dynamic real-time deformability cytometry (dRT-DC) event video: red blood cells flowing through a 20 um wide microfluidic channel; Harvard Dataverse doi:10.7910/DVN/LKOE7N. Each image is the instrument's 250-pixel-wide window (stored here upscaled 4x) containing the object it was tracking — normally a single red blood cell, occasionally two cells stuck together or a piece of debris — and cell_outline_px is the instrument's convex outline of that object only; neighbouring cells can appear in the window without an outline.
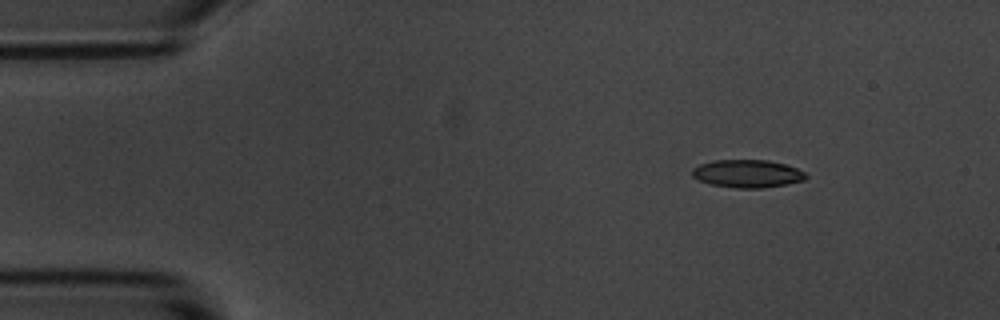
{"species": "common noctule bat (a hibernating species)", "species_latin": "Nyctalus noctula", "temperature_condition": "room temperature", "stored_images_in_passage": 6, "camera_frame_rate_fps": 3000, "um_per_image_px": 0.085, "animal": {"sex": "male", "body_mass_g": 20.1, "forearm_length_mm": 53.5}, "frame": {"image": 1, "passage_image": 1, "time_ms": 0.0, "image_size_px": [1000, 320], "cell_outline_px": [[808, 176], [804, 180], [788, 184], [764, 188], [736, 188], [712, 184], [700, 180], [692, 176], [692, 168], [700, 164], [712, 160], [768, 160], [784, 164], [796, 168], [804, 172]], "centroid_in_image_um": [63.53, 14.76], "position_along_channel_um": 21.5, "area_um2": 18.44}}
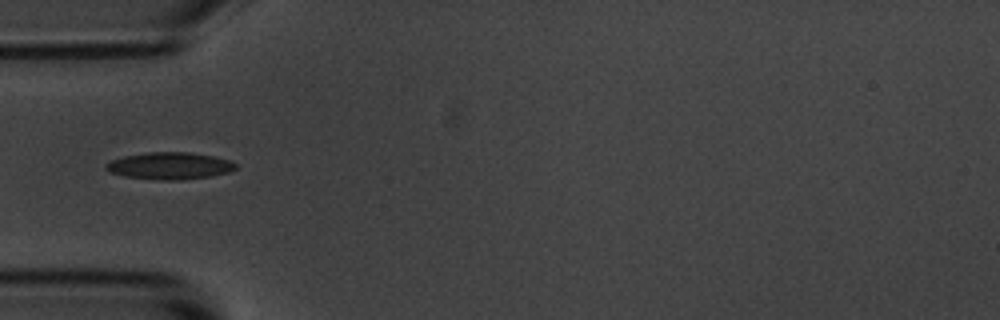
{"frame": {"image": 2, "passage_image": 4, "time_ms": 3.333, "image_size_px": [1000, 320], "cell_outline_px": [[236, 168], [228, 172], [208, 176], [180, 180], [164, 180], [124, 176], [112, 172], [104, 168], [104, 164], [112, 160], [124, 156], [148, 152], [188, 152], [212, 156], [228, 160], [236, 164]], "centroid_in_image_um": [14.39, 14.09], "position_along_channel_um": 70.6, "area_um2": 20.11}}
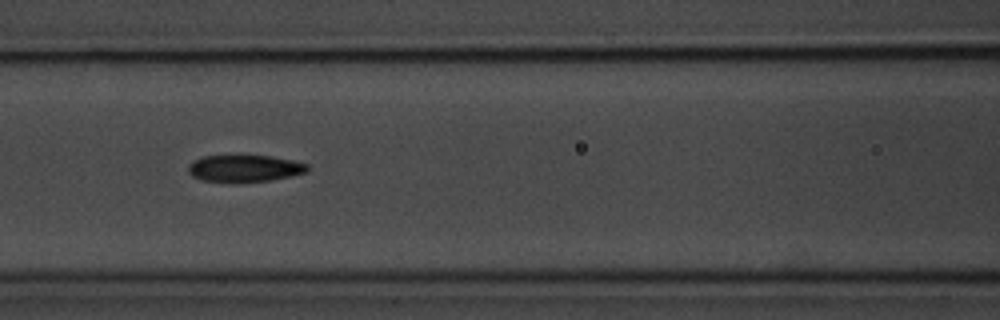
{"frame": {"image": 3, "passage_image": 6, "time_ms": 5.333, "image_size_px": [1000, 320], "cell_outline_px": [[308, 172], [292, 176], [268, 180], [232, 184], [200, 180], [192, 176], [188, 172], [188, 164], [192, 160], [204, 156], [268, 156], [292, 160], [308, 164]], "centroid_in_image_um": [20.74, 14.34], "position_along_channel_um": 145.9, "area_um2": 19.07}}